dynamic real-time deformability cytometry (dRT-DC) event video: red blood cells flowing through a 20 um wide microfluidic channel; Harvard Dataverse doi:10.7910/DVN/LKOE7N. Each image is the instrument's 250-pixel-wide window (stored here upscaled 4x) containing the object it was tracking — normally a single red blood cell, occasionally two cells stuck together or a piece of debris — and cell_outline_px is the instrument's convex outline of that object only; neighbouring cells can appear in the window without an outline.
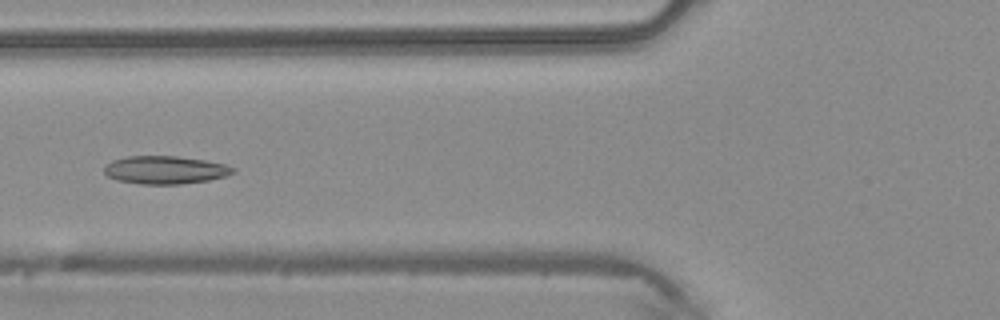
{"species": "common noctule bat (a hibernating species)", "species_latin": "Nyctalus noctula", "temperature_condition": "warm", "stored_images_in_passage": 35, "camera_frame_rate_fps": 3000, "um_per_image_px": 0.085, "animal": {"sex": "male", "body_mass_g": 20.4}, "frame": {"image": 1, "passage_image": 6, "time_ms": 1.667, "image_size_px": [1000, 320], "cell_outline_px": [[236, 172], [224, 176], [208, 180], [180, 184], [140, 184], [116, 180], [108, 176], [104, 172], [104, 168], [112, 160], [128, 156], [176, 156], [204, 160], [224, 164], [236, 168]], "centroid_in_image_um": [14.04, 14.44], "position_along_channel_um": 111.8, "area_um2": 20.92}}
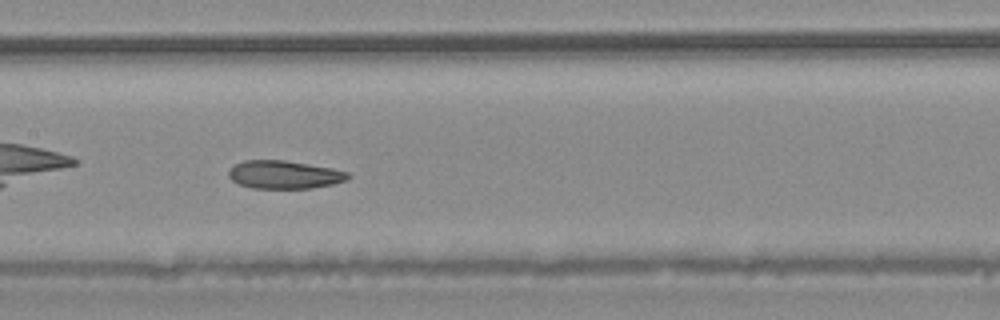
{"frame": {"image": 2, "passage_image": 11, "time_ms": 3.333, "image_size_px": [1000, 320], "cell_outline_px": [[352, 176], [348, 180], [332, 184], [312, 188], [252, 188], [236, 184], [228, 176], [228, 172], [232, 164], [244, 160], [284, 160], [332, 168], [348, 172]], "centroid_in_image_um": [24.13, 14.84], "position_along_channel_um": 183.3, "area_um2": 19.77}}